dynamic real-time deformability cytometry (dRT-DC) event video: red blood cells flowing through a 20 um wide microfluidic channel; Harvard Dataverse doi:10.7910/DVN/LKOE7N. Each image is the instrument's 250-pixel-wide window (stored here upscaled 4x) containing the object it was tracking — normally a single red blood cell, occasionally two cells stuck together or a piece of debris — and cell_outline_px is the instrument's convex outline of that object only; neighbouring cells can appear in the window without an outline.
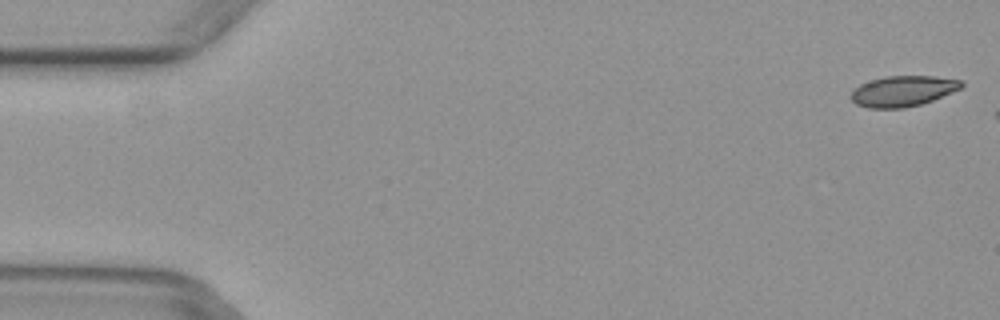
{"species": "common noctule bat (a hibernating species)", "species_latin": "Nyctalus noctula", "temperature_condition": "warm", "stored_images_in_passage": 3, "camera_frame_rate_fps": 3000, "um_per_image_px": 0.085, "animal": {"sex": "female", "body_mass_g": 29.2, "forearm_length_mm": 56.3}, "frame": {"image": 1, "passage_image": 1, "time_ms": 0.0, "image_size_px": [1000, 320], "cell_outline_px": [[964, 84], [960, 88], [932, 100], [920, 104], [904, 108], [868, 108], [856, 104], [852, 100], [852, 88], [860, 84], [872, 80], [888, 76], [936, 76], [964, 80]], "centroid_in_image_um": [76.74, 7.73], "position_along_channel_um": 8.3, "area_um2": 19.59}}